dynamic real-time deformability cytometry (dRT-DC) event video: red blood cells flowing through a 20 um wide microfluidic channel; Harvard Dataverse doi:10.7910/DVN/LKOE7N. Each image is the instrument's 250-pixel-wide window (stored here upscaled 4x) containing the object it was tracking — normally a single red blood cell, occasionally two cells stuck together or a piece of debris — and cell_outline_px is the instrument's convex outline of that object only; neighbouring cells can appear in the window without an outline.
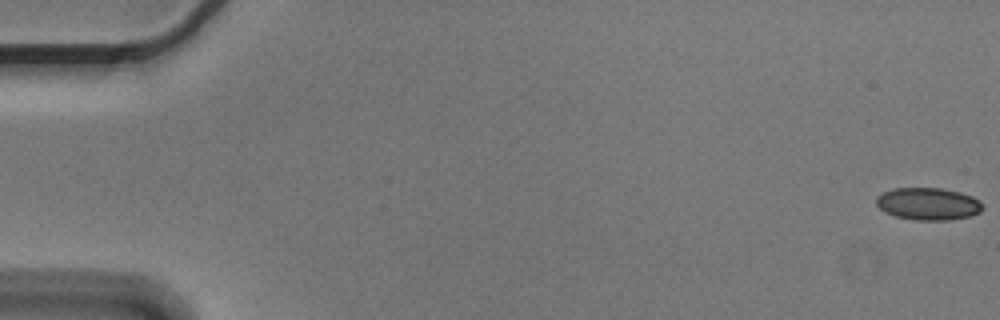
{"species": "Egyptian fruit bat (a non-hibernating species)", "species_latin": "Rousettus aegyptiacus", "temperature_condition": "cold", "stored_images_in_passage": 9, "camera_frame_rate_fps": 3000, "um_per_image_px": 0.085, "animal": {"sex": "male"}, "frame": {"image": 1, "passage_image": 1, "time_ms": 0.0, "image_size_px": [1000, 320], "cell_outline_px": [[984, 208], [980, 212], [972, 216], [948, 220], [916, 220], [896, 216], [884, 212], [876, 204], [876, 196], [892, 188], [940, 188], [960, 192], [972, 196], [980, 200]], "centroid_in_image_um": [78.91, 17.33], "position_along_channel_um": 6.1, "area_um2": 20.17}}
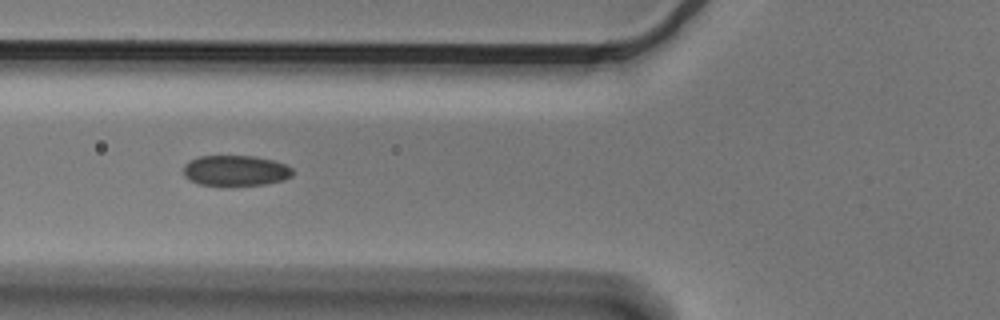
{"frame": {"image": 2, "passage_image": 7, "time_ms": 2.0, "image_size_px": [1000, 320], "cell_outline_px": [[292, 176], [284, 180], [264, 184], [200, 184], [188, 180], [184, 176], [184, 164], [200, 156], [252, 156], [272, 160], [284, 164], [292, 168]], "centroid_in_image_um": [20.02, 14.49], "position_along_channel_um": 105.8, "area_um2": 19.02}}
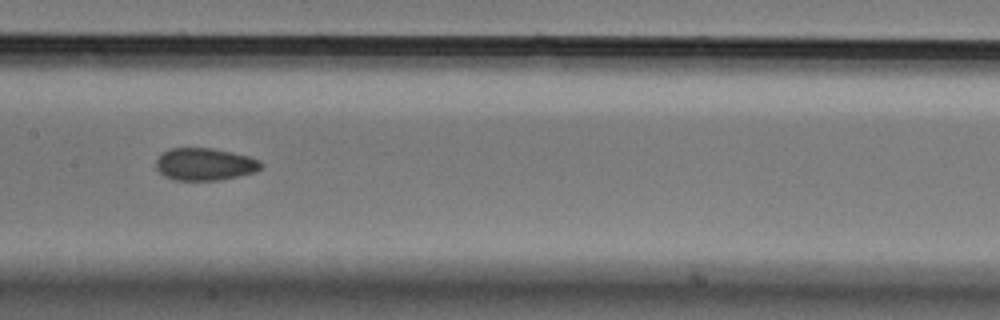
{"frame": {"image": 3, "passage_image": 9, "time_ms": 2.667, "image_size_px": [1000, 320], "cell_outline_px": [[264, 164], [256, 172], [220, 180], [172, 180], [164, 176], [156, 168], [156, 160], [164, 152], [172, 148], [212, 148], [232, 152], [248, 156], [260, 160]], "centroid_in_image_um": [17.43, 13.96], "position_along_channel_um": 190.0, "area_um2": 19.83}}